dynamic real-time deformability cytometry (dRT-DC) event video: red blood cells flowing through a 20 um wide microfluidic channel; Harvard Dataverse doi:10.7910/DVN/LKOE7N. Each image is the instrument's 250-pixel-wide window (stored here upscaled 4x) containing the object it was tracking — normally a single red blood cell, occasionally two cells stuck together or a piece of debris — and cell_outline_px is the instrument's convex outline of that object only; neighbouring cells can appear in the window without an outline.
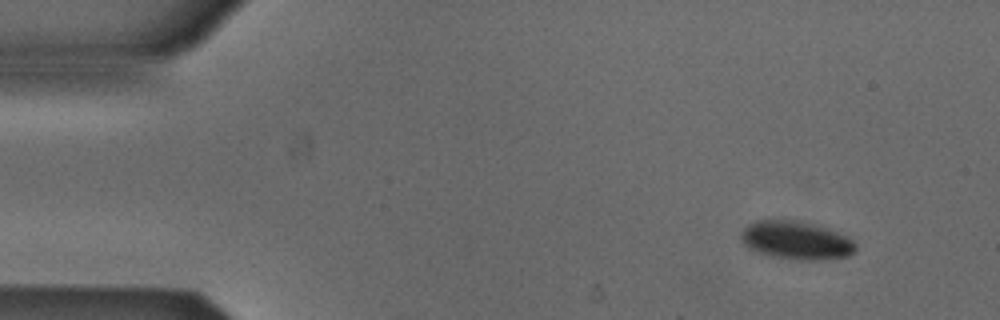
{"species": "Egyptian fruit bat (a non-hibernating species)", "species_latin": "Rousettus aegyptiacus", "temperature_condition": "cold", "stored_images_in_passage": 3, "camera_frame_rate_fps": 3000, "um_per_image_px": 0.085, "animal": {"sex": "male"}, "frame": {"image": 1, "passage_image": 1, "time_ms": 0.0, "image_size_px": [1000, 320], "cell_outline_px": [[856, 252], [848, 256], [820, 260], [792, 260], [772, 256], [748, 248], [740, 240], [740, 232], [748, 224], [756, 220], [800, 220], [828, 228], [848, 236], [856, 244]], "centroid_in_image_um": [67.69, 20.42], "position_along_channel_um": 17.3, "area_um2": 25.89}}